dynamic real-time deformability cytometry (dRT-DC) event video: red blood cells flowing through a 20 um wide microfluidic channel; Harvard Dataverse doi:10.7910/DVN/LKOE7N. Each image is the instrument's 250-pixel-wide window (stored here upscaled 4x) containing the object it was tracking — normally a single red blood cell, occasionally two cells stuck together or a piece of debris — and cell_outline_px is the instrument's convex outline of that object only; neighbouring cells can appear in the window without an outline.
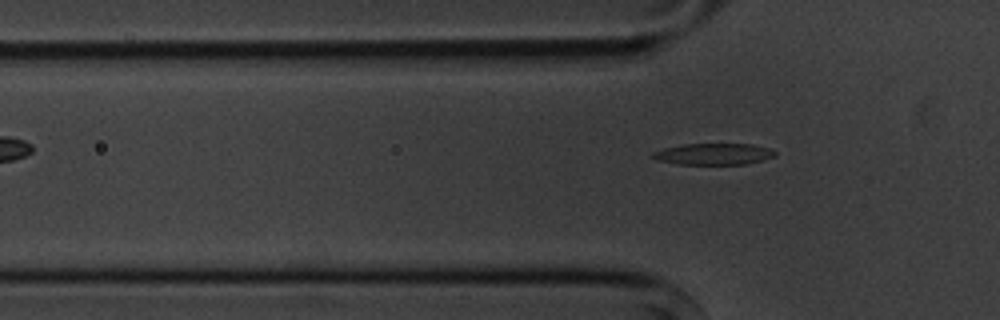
{"species": "common noctule bat (a hibernating species)", "species_latin": "Nyctalus noctula", "temperature_condition": "cold", "stored_images_in_passage": 3, "camera_frame_rate_fps": 3000, "um_per_image_px": 0.085, "animal": {"sex": "male", "body_mass_g": 20.1, "forearm_length_mm": 53.5}, "frame": {"image": 1, "passage_image": 3, "time_ms": 2.333, "image_size_px": [1000, 320], "cell_outline_px": [[776, 156], [764, 160], [744, 164], [676, 164], [656, 160], [648, 156], [652, 152], [664, 148], [684, 144], [752, 144], [768, 148], [776, 152]], "centroid_in_image_um": [60.62, 13.1], "position_along_channel_um": 65.2, "area_um2": 15.37}}